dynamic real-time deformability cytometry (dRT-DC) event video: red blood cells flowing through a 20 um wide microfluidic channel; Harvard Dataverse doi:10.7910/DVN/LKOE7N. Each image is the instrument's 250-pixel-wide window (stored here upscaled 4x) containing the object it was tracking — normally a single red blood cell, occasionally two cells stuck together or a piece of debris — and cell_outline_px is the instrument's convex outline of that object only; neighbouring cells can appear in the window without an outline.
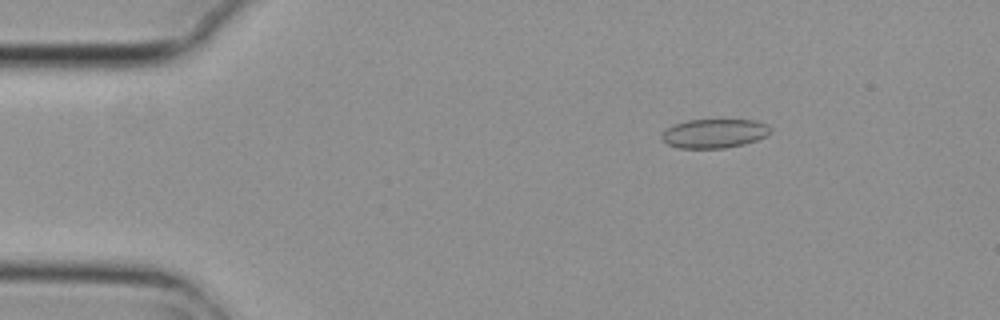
{"species": "common noctule bat (a hibernating species)", "species_latin": "Nyctalus noctula", "temperature_condition": "cold", "stored_images_in_passage": 6, "camera_frame_rate_fps": 3000, "um_per_image_px": 0.085, "animal": {"sex": "female", "body_mass_g": 29.2, "forearm_length_mm": 56.3}, "frame": {"image": 1, "passage_image": 3, "time_ms": 0.667, "image_size_px": [1000, 320], "cell_outline_px": [[772, 132], [768, 136], [744, 144], [724, 148], [680, 148], [668, 144], [660, 136], [672, 124], [688, 120], [756, 120], [768, 124], [772, 128]], "centroid_in_image_um": [60.77, 11.33], "position_along_channel_um": 24.2, "area_um2": 18.5}}